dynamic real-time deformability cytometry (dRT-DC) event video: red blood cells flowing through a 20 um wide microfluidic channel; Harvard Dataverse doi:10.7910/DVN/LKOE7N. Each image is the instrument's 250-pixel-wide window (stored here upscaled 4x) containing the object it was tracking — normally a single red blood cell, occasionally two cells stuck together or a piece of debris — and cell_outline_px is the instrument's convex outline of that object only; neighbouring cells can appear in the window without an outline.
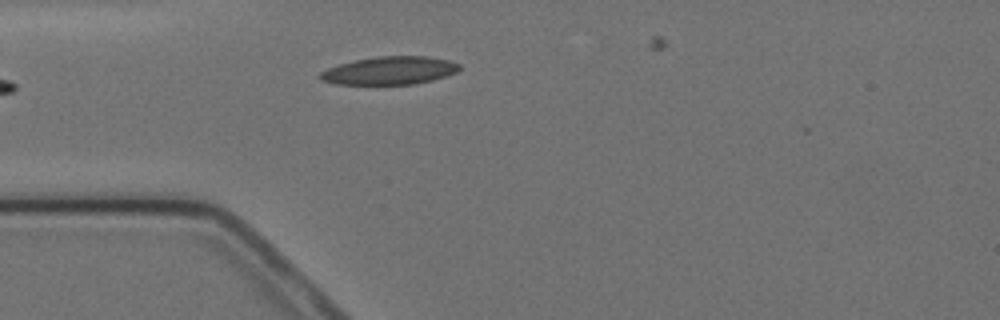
{"species": "Egyptian fruit bat (a non-hibernating species)", "species_latin": "Rousettus aegyptiacus", "temperature_condition": "cold", "stored_images_in_passage": 1, "camera_frame_rate_fps": 3000, "um_per_image_px": 0.085, "animal": {"sex": "female"}, "frame": {"image": 1, "passage_image": 1, "time_ms": 0.0, "image_size_px": [1000, 320], "cell_outline_px": [[460, 68], [456, 72], [448, 76], [432, 80], [412, 84], [336, 84], [320, 80], [320, 72], [328, 68], [340, 64], [356, 60], [376, 56], [428, 56], [452, 60], [460, 64]], "centroid_in_image_um": [33.17, 5.99], "position_along_channel_um": 51.8, "area_um2": 22.77}}